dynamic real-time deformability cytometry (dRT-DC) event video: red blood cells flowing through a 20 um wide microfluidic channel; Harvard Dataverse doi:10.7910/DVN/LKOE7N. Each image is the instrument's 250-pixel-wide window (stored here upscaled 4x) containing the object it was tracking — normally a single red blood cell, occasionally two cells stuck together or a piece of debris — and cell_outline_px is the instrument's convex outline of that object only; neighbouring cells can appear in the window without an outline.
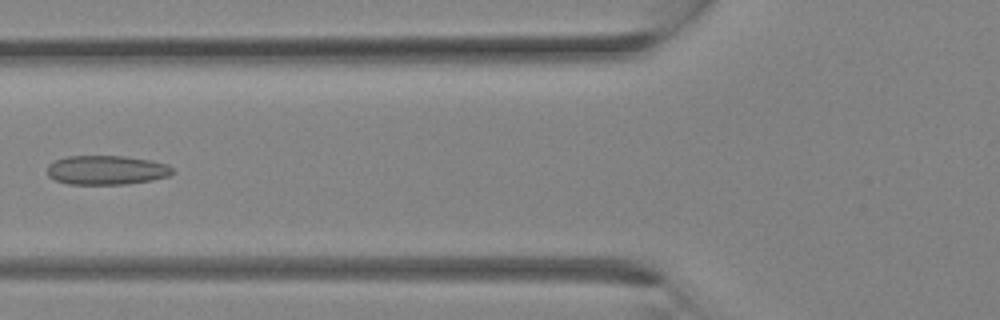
{"species": "Egyptian fruit bat (a non-hibernating species)", "species_latin": "Rousettus aegyptiacus", "temperature_condition": "room temperature", "stored_images_in_passage": 17, "camera_frame_rate_fps": 3000, "um_per_image_px": 0.085, "animal": {"sex": "female"}, "frame": {"image": 1, "passage_image": 12, "time_ms": 3.667, "image_size_px": [1000, 320], "cell_outline_px": [[176, 172], [168, 176], [152, 180], [128, 184], [68, 184], [56, 180], [48, 176], [48, 164], [56, 160], [68, 156], [124, 156], [152, 160], [168, 164]], "centroid_in_image_um": [9.09, 14.45], "position_along_channel_um": 116.7, "area_um2": 21.44}}
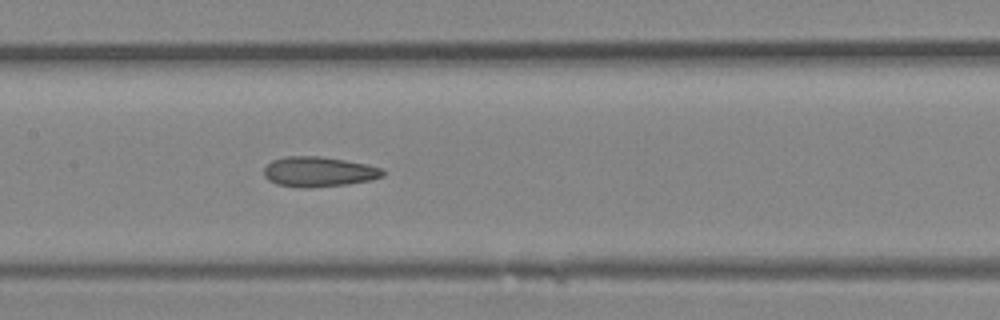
{"frame": {"image": 2, "passage_image": 15, "time_ms": 4.667, "image_size_px": [1000, 320], "cell_outline_px": [[384, 176], [372, 180], [348, 184], [312, 188], [304, 188], [276, 184], [268, 180], [264, 176], [264, 168], [272, 160], [288, 156], [320, 156], [368, 164], [384, 168]], "centroid_in_image_um": [27.12, 14.6], "position_along_channel_um": 180.3, "area_um2": 21.04}}
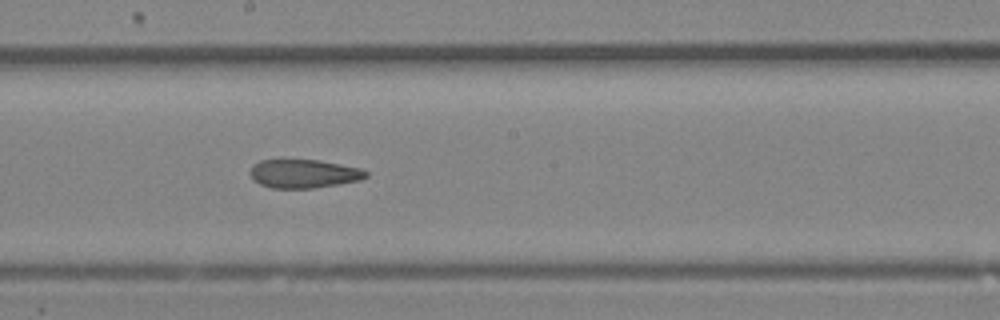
{"frame": {"image": 3, "passage_image": 17, "time_ms": 5.333, "image_size_px": [1000, 320], "cell_outline_px": [[368, 176], [360, 180], [312, 188], [272, 188], [260, 184], [252, 180], [252, 164], [260, 160], [320, 160], [360, 168], [368, 172]], "centroid_in_image_um": [25.82, 14.76], "position_along_channel_um": 222.4, "area_um2": 19.13}}